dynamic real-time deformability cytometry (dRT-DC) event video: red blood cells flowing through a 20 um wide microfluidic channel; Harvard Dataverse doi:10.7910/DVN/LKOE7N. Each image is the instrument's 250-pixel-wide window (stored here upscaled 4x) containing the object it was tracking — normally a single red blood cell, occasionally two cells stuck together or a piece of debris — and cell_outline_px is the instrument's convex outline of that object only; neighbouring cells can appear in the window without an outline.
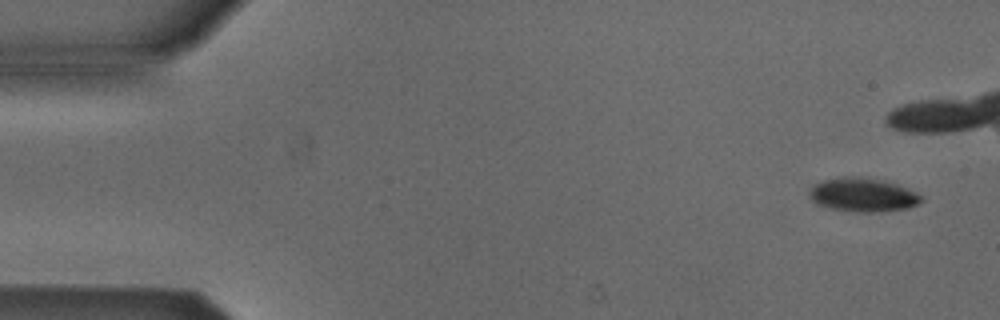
{"species": "Egyptian fruit bat (a non-hibernating species)", "species_latin": "Rousettus aegyptiacus", "temperature_condition": "cold", "stored_images_in_passage": 8, "camera_frame_rate_fps": 3000, "um_per_image_px": 0.085, "animal": {"sex": "male"}, "frame": {"image": 1, "passage_image": 1, "time_ms": 0.0, "image_size_px": [1000, 320], "cell_outline_px": [[924, 200], [908, 208], [876, 212], [856, 212], [832, 208], [816, 204], [812, 200], [812, 188], [820, 180], [840, 176], [860, 176], [884, 180], [896, 184], [916, 192], [924, 196]], "centroid_in_image_um": [73.38, 16.54], "position_along_channel_um": 11.6, "area_um2": 22.02}}
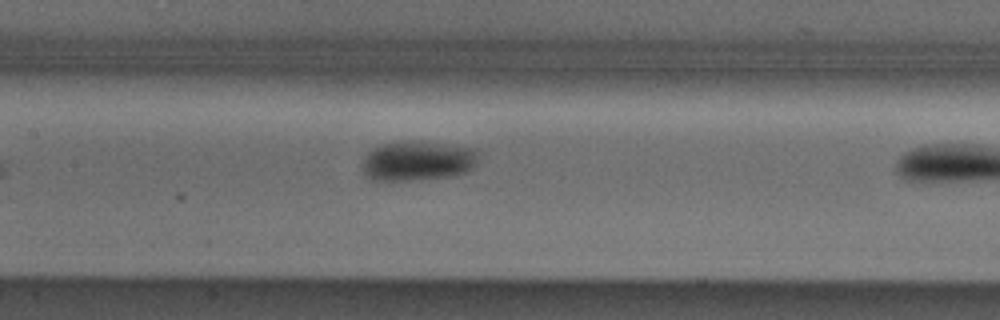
{"frame": {"image": 2, "passage_image": 7, "time_ms": 8.333, "image_size_px": [1000, 320], "cell_outline_px": [[480, 152], [476, 164], [472, 168], [464, 172], [448, 176], [408, 180], [372, 180], [364, 172], [364, 156], [372, 148], [396, 140], [420, 140], [476, 148]], "centroid_in_image_um": [35.53, 13.63], "position_along_channel_um": 171.9, "area_um2": 27.11}}